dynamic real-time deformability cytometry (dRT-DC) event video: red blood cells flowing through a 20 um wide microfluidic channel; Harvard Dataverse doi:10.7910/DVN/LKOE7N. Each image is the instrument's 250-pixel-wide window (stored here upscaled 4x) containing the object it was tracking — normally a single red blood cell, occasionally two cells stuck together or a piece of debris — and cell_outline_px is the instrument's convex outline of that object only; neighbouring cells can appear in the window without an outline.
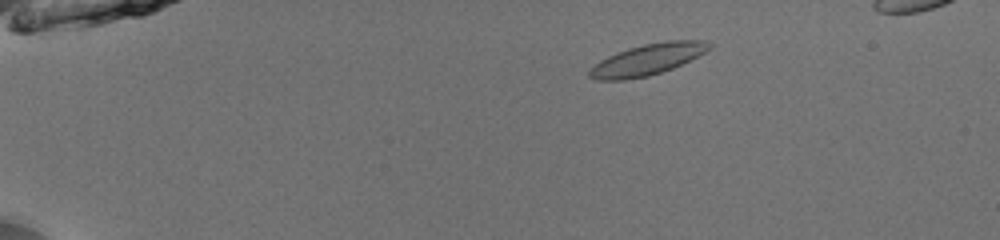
{"species": "common noctule bat (a hibernating species)", "species_latin": "Nyctalus noctula", "temperature_condition": "room temperature", "stored_images_in_passage": 47, "camera_frame_rate_fps": 3000, "um_per_image_px": 0.085, "animal": {"sex": "male", "body_mass_g": 13.0, "forearm_length_mm": 53.1}, "frame": {"image": 1, "passage_image": 5, "time_ms": 1.333, "image_size_px": [1000, 240], "cell_outline_px": [[712, 48], [672, 68], [648, 76], [624, 80], [596, 80], [588, 76], [588, 72], [600, 60], [616, 52], [628, 48], [644, 44], [668, 40], [708, 40], [712, 44]], "centroid_in_image_um": [55.03, 5.05], "position_along_channel_um": 30.0, "area_um2": 21.56}}
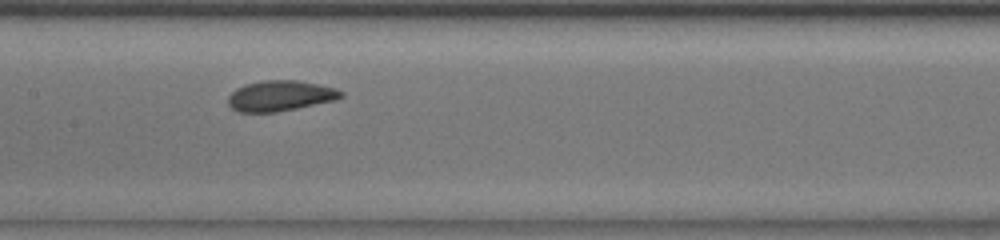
{"frame": {"image": 2, "passage_image": 23, "time_ms": 7.333, "image_size_px": [1000, 240], "cell_outline_px": [[344, 96], [336, 100], [276, 112], [236, 112], [228, 104], [228, 96], [236, 88], [244, 84], [264, 80], [296, 80], [336, 88], [344, 92]], "centroid_in_image_um": [23.81, 8.14], "position_along_channel_um": 183.6, "area_um2": 20.11}}
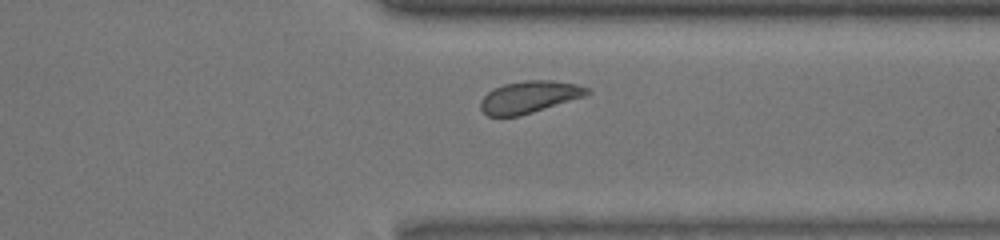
{"frame": {"image": 3, "passage_image": 37, "time_ms": 12.0, "image_size_px": [1000, 240], "cell_outline_px": [[592, 92], [588, 96], [520, 116], [488, 116], [480, 108], [480, 100], [492, 88], [504, 84], [528, 80], [556, 80], [576, 84], [592, 88]], "centroid_in_image_um": [45.06, 8.24], "position_along_channel_um": 366.3, "area_um2": 20.29}, "authors_computed_cell_mechanics": {"area_um2": 20.2878, "velocity_mm_per_s": 3.9277, "shape_relaxation_time_tau1_ms": 2.5829, "shape_relaxation_time_tau2_ms": 1.4442, "deformation_change_tau1": 0.0782, "deformation_change_tau2": 0.0262}}